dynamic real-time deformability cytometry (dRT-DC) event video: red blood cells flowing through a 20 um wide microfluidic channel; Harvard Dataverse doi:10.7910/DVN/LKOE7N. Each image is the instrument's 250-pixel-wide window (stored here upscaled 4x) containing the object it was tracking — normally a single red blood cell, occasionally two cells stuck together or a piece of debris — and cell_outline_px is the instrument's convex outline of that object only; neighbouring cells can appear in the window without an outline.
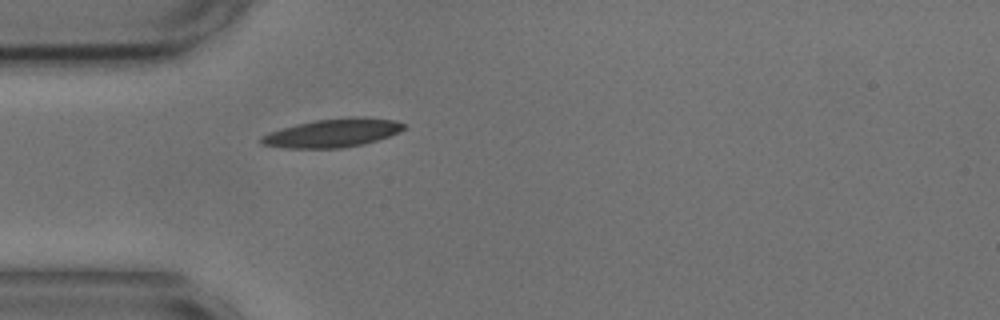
{"species": "common noctule bat (a hibernating species)", "species_latin": "Nyctalus noctula", "temperature_condition": "cold", "stored_images_in_passage": 4, "camera_frame_rate_fps": 3000, "um_per_image_px": 0.085, "animal": {"sex": "male", "body_mass_g": 17.9, "forearm_length_mm": 54.2}, "frame": {"image": 1, "passage_image": 1, "time_ms": 0.0, "image_size_px": [1000, 320], "cell_outline_px": [[404, 128], [388, 136], [364, 144], [340, 148], [284, 148], [260, 144], [260, 136], [268, 132], [296, 124], [312, 120], [352, 116], [364, 116], [396, 120], [404, 124]], "centroid_in_image_um": [28.23, 11.29], "position_along_channel_um": 56.8, "area_um2": 23.81}}